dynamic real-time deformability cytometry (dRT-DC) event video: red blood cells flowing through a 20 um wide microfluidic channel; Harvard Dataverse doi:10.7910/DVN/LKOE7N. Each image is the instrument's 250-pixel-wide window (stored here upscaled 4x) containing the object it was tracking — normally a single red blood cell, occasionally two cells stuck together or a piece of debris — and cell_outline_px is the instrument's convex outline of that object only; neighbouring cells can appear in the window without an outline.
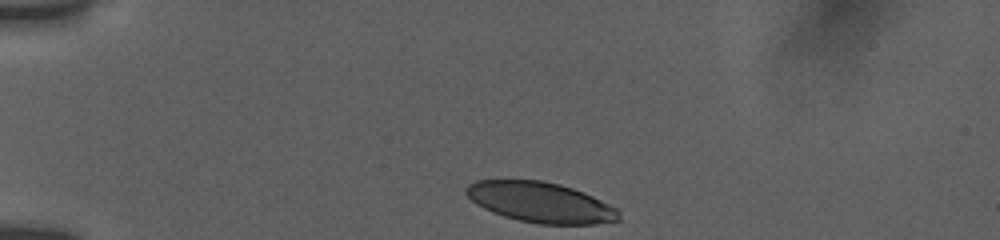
{"species": "human", "species_latin": "Homo sapiens", "temperature_condition": "room temperature", "stored_images_in_passage": 4, "camera_frame_rate_fps": 3000, "um_per_image_px": 0.085, "donor": {"sex": "female"}, "frame": {"image": 1, "passage_image": 1, "time_ms": 0.0, "image_size_px": [1000, 240], "cell_outline_px": [[620, 220], [596, 224], [540, 224], [520, 220], [504, 216], [492, 212], [476, 204], [464, 192], [464, 188], [468, 184], [476, 180], [540, 180], [560, 184], [584, 192], [620, 208]], "centroid_in_image_um": [45.98, 17.19], "position_along_channel_um": 39.0, "area_um2": 36.13}}
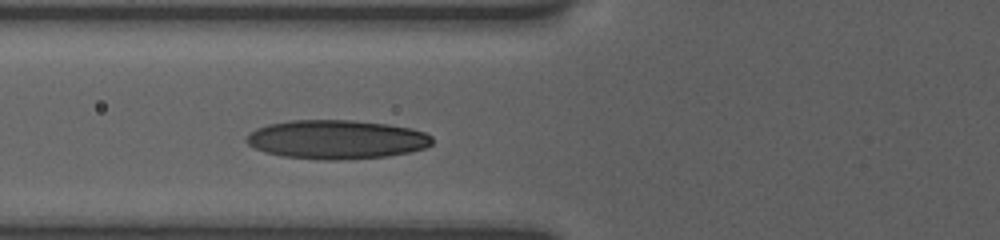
{"frame": {"image": 2, "passage_image": 4, "time_ms": 3.0, "image_size_px": [1000, 240], "cell_outline_px": [[432, 144], [424, 148], [408, 152], [388, 156], [340, 160], [324, 160], [284, 156], [264, 152], [248, 144], [244, 140], [248, 132], [256, 128], [268, 124], [292, 120], [356, 120], [388, 124], [412, 128], [424, 132], [432, 136]], "centroid_in_image_um": [28.59, 11.85], "position_along_channel_um": 97.2, "area_um2": 42.37}}